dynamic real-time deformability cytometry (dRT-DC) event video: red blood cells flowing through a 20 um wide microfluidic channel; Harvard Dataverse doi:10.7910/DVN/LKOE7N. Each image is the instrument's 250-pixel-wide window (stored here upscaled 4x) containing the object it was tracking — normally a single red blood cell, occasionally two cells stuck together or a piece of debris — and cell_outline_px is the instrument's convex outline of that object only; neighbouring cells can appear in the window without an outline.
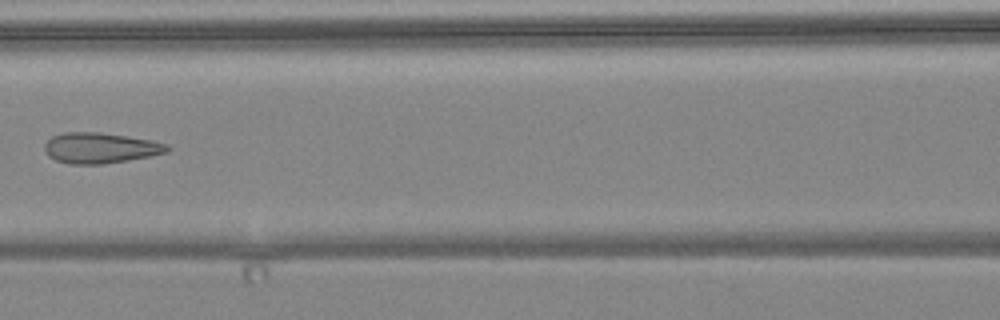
{"species": "common noctule bat (a hibernating species)", "species_latin": "Nyctalus noctula", "temperature_condition": "warm", "stored_images_in_passage": 4, "camera_frame_rate_fps": 3000, "um_per_image_px": 0.085, "animal": {"sex": "female", "body_mass_g": 24.6, "forearm_length_mm": 56.2}, "frame": {"image": 1, "passage_image": 4, "time_ms": 3.333, "image_size_px": [1000, 320], "cell_outline_px": [[172, 148], [168, 152], [128, 160], [100, 164], [68, 164], [56, 160], [48, 156], [44, 152], [44, 144], [52, 136], [64, 132], [100, 132], [152, 140], [168, 144]], "centroid_in_image_um": [8.51, 12.57], "position_along_channel_um": 158.1, "area_um2": 21.96}}